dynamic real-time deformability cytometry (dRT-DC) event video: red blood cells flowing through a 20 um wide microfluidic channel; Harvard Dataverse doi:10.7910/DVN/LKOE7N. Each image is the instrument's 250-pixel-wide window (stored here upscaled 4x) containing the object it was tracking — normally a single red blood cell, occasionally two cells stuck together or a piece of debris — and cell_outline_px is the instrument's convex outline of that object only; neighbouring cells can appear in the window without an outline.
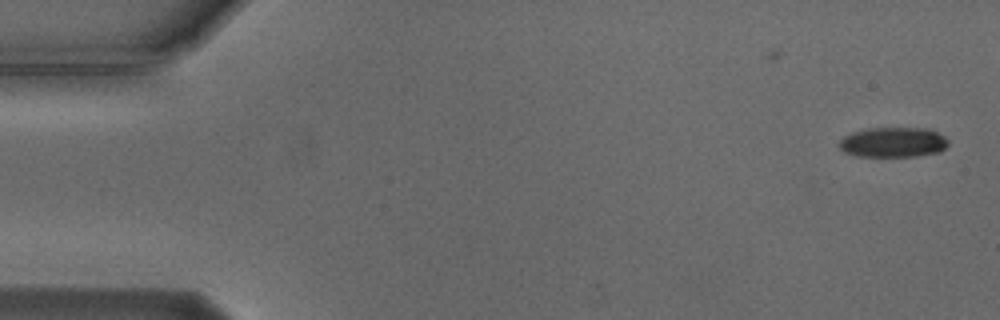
{"species": "Egyptian fruit bat (a non-hibernating species)", "species_latin": "Rousettus aegyptiacus", "temperature_condition": "cold", "stored_images_in_passage": 11, "camera_frame_rate_fps": 3000, "um_per_image_px": 0.085, "animal": {"sex": "male"}, "frame": {"image": 1, "passage_image": 1, "time_ms": 0.0, "image_size_px": [1000, 320], "cell_outline_px": [[948, 144], [940, 152], [916, 156], [856, 156], [844, 152], [840, 148], [840, 140], [844, 136], [852, 132], [868, 128], [928, 128], [944, 136], [948, 140]], "centroid_in_image_um": [75.92, 12.09], "position_along_channel_um": 9.1, "area_um2": 19.07}}